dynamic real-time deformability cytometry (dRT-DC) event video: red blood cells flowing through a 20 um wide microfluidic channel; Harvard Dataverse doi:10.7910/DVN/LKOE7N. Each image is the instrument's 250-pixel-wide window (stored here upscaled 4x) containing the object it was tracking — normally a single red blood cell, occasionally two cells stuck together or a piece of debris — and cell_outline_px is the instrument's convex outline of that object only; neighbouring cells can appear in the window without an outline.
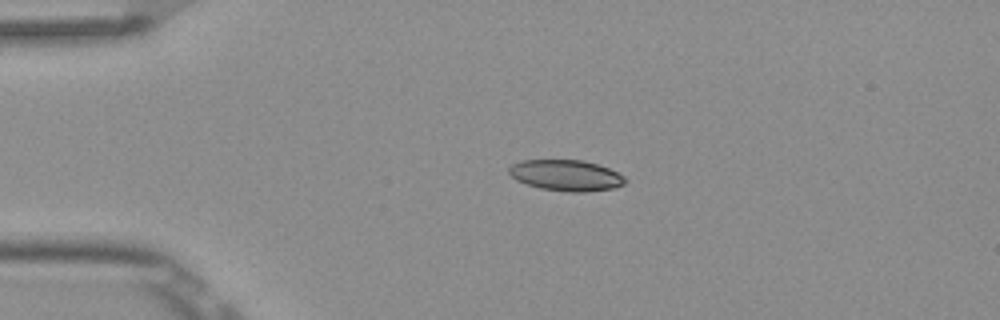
{"species": "Egyptian fruit bat (a non-hibernating species)", "species_latin": "Rousettus aegyptiacus", "temperature_condition": "room temperature", "stored_images_in_passage": 4, "camera_frame_rate_fps": 3000, "um_per_image_px": 0.085, "frame": {"image": 1, "passage_image": 2, "time_ms": 0.333, "image_size_px": [1000, 320], "cell_outline_px": [[628, 180], [624, 184], [612, 188], [584, 192], [568, 192], [540, 188], [516, 180], [508, 172], [508, 168], [512, 164], [520, 160], [584, 160], [608, 168], [624, 176]], "centroid_in_image_um": [48.1, 14.9], "position_along_channel_um": 36.9, "area_um2": 20.92}}